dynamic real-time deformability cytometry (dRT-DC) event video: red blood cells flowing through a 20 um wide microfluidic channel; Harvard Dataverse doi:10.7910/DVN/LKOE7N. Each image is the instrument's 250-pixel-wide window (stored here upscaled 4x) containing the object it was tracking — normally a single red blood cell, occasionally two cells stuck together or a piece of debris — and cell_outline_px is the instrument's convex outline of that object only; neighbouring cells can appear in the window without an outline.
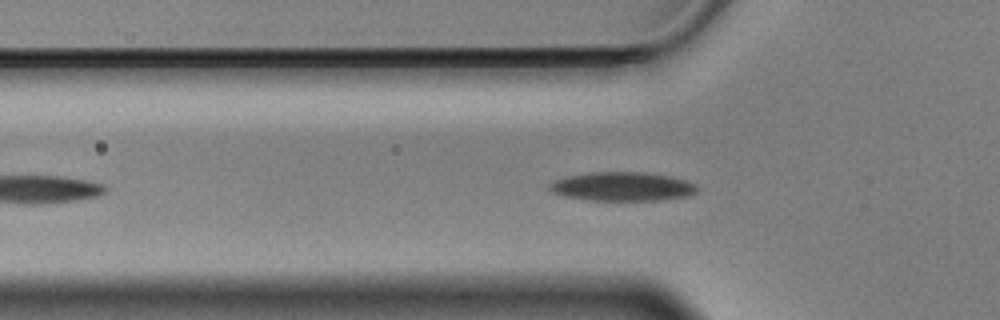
{"species": "Egyptian fruit bat (a non-hibernating species)", "species_latin": "Rousettus aegyptiacus", "temperature_condition": "cold", "stored_images_in_passage": 42, "camera_frame_rate_fps": 3000, "um_per_image_px": 0.085, "animal": {"sex": "male"}, "frame": {"image": 1, "passage_image": 6, "time_ms": 1.667, "image_size_px": [1000, 320], "cell_outline_px": [[700, 188], [696, 192], [688, 196], [660, 200], [588, 200], [564, 196], [552, 192], [548, 188], [548, 184], [556, 180], [568, 176], [588, 172], [644, 172], [668, 176], [684, 180], [696, 184]], "centroid_in_image_um": [52.9, 15.85], "position_along_channel_um": 72.9, "area_um2": 24.85}}
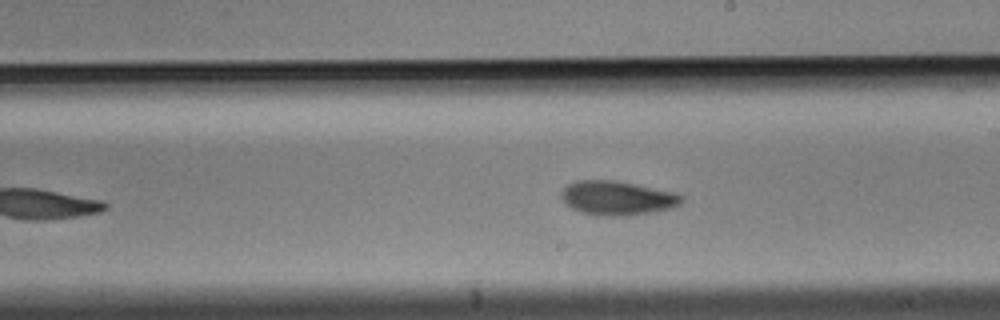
{"frame": {"image": 2, "passage_image": 20, "time_ms": 6.333, "image_size_px": [1000, 320], "cell_outline_px": [[684, 200], [680, 204], [672, 208], [648, 212], [620, 216], [596, 216], [580, 212], [572, 208], [560, 196], [560, 192], [568, 184], [576, 180], [616, 180], [676, 192], [684, 196]], "centroid_in_image_um": [52.47, 16.82], "position_along_channel_um": 236.5, "area_um2": 24.04}}
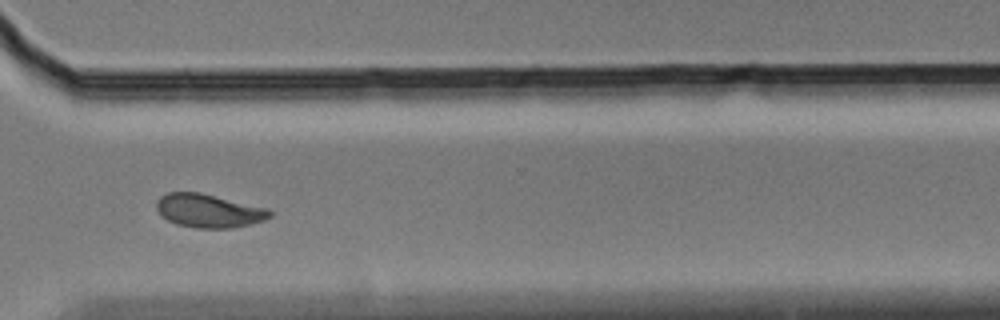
{"frame": {"image": 3, "passage_image": 30, "time_ms": 9.667, "image_size_px": [1000, 320], "cell_outline_px": [[272, 216], [264, 220], [232, 228], [192, 228], [176, 224], [160, 216], [156, 208], [156, 200], [160, 196], [168, 192], [200, 192], [268, 208], [272, 212]], "centroid_in_image_um": [17.71, 17.91], "position_along_channel_um": 352.9, "area_um2": 22.31}, "authors_computed_cell_mechanics": {"area_um2": 22.5998, "velocity_mm_per_s": 3.4894, "shape_relaxation_time_tau1_ms": 3.7076, "shape_relaxation_time_tau2_ms": 5.1103, "deformation_change_tau1": 0.1197, "deformation_change_tau2": 0.0927}}